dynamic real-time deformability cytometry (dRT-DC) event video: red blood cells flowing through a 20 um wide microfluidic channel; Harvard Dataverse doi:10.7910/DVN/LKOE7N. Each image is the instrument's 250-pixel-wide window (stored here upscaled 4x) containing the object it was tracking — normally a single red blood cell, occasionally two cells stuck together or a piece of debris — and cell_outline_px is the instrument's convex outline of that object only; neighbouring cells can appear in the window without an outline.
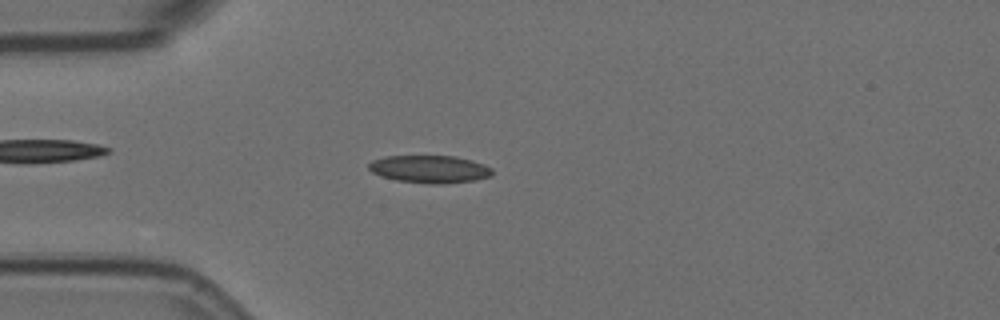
{"species": "Egyptian fruit bat (a non-hibernating species)", "species_latin": "Rousettus aegyptiacus", "temperature_condition": "room temperature", "stored_images_in_passage": 20, "camera_frame_rate_fps": 3000, "um_per_image_px": 0.085, "animal": {"sex": "female"}, "frame": {"image": 1, "passage_image": 14, "time_ms": 4.333, "image_size_px": [1000, 320], "cell_outline_px": [[492, 176], [476, 180], [440, 184], [428, 184], [396, 180], [380, 176], [372, 172], [368, 168], [368, 164], [372, 160], [384, 156], [456, 156], [472, 160], [484, 164], [492, 168]], "centroid_in_image_um": [36.52, 14.38], "position_along_channel_um": 48.5, "area_um2": 20.06}}
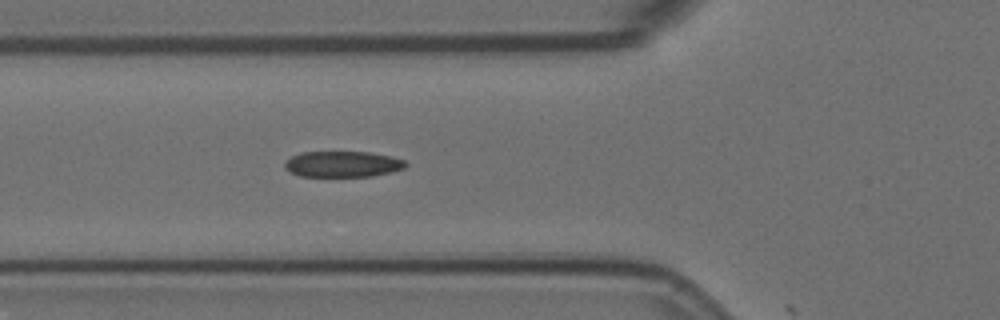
{"frame": {"image": 2, "passage_image": 19, "time_ms": 6.0, "image_size_px": [1000, 320], "cell_outline_px": [[408, 164], [404, 168], [392, 172], [372, 176], [300, 176], [288, 172], [284, 168], [284, 164], [292, 156], [304, 152], [368, 152], [392, 156], [404, 160]], "centroid_in_image_um": [29.14, 13.95], "position_along_channel_um": 96.7, "area_um2": 18.26}}